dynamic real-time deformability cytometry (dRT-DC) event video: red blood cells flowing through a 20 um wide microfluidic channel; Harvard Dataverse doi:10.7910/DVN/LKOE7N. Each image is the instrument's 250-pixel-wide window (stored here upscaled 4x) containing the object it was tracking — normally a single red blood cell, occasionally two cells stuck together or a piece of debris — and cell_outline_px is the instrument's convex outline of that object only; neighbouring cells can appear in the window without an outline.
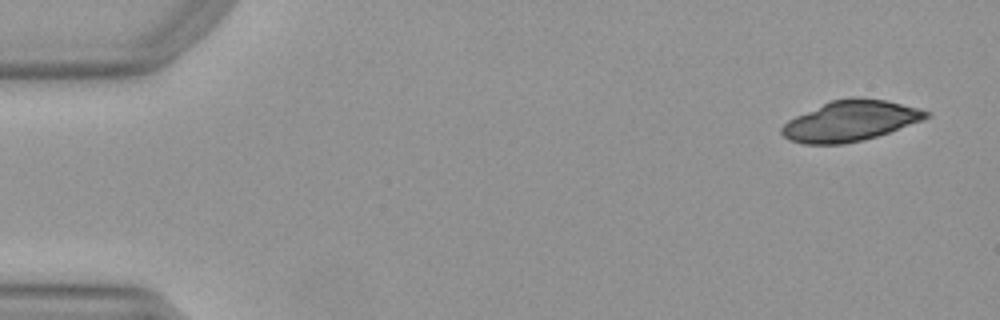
{"species": "Egyptian fruit bat (a non-hibernating species)", "species_latin": "Rousettus aegyptiacus", "temperature_condition": "warm", "stored_images_in_passage": 51, "camera_frame_rate_fps": 3000, "um_per_image_px": 0.085, "animal": {"sex": "female"}, "frame": {"image": 1, "passage_image": 3, "time_ms": 0.667, "image_size_px": [1000, 320], "cell_outline_px": [[932, 112], [924, 120], [876, 136], [844, 144], [804, 144], [788, 140], [780, 132], [780, 128], [788, 120], [796, 116], [832, 100], [852, 96], [860, 96], [884, 100], [920, 108]], "centroid_in_image_um": [72.28, 10.27], "position_along_channel_um": 12.7, "area_um2": 33.99}}
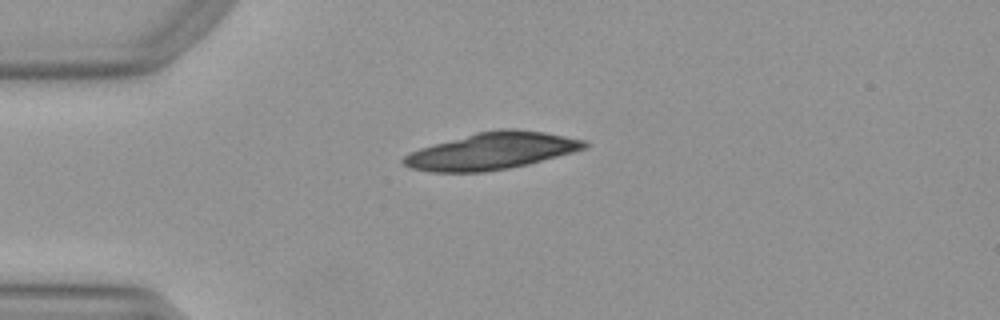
{"frame": {"image": 2, "passage_image": 13, "time_ms": 4.0, "image_size_px": [1000, 320], "cell_outline_px": [[588, 144], [584, 148], [572, 152], [528, 164], [508, 168], [484, 172], [432, 172], [408, 168], [400, 160], [408, 152], [420, 148], [476, 132], [500, 128], [516, 128], [544, 132], [584, 140]], "centroid_in_image_um": [41.74, 12.83], "position_along_channel_um": 43.3, "area_um2": 38.78}}